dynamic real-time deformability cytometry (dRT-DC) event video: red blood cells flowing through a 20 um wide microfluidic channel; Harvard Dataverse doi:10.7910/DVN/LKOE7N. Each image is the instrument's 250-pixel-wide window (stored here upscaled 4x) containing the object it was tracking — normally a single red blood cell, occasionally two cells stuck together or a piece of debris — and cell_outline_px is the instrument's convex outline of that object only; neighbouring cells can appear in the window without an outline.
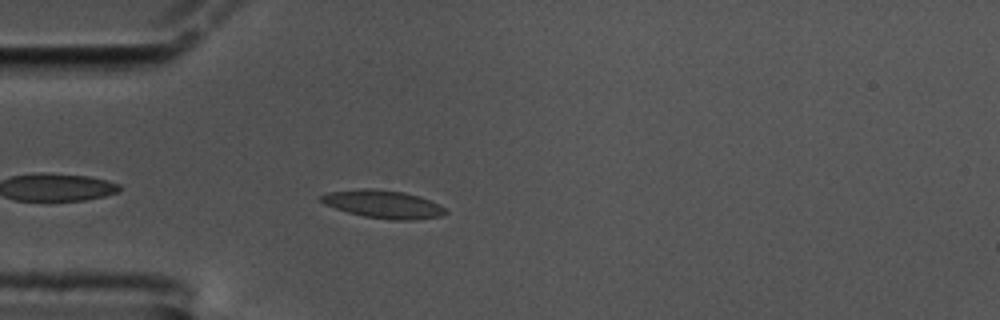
{"species": "common noctule bat (a hibernating species)", "species_latin": "Nyctalus noctula", "temperature_condition": "cold", "stored_images_in_passage": 37, "camera_frame_rate_fps": 3000, "um_per_image_px": 0.085, "animal": {"sex": "male", "body_mass_g": 17.5, "forearm_length_mm": 52.3}, "frame": {"image": 1, "passage_image": 4, "time_ms": 1.0, "image_size_px": [1000, 320], "cell_outline_px": [[448, 212], [440, 216], [416, 220], [392, 220], [364, 216], [348, 212], [324, 204], [320, 200], [320, 196], [328, 192], [360, 188], [372, 188], [404, 192], [420, 196], [444, 208]], "centroid_in_image_um": [32.55, 17.35], "position_along_channel_um": 52.4, "area_um2": 20.17}}
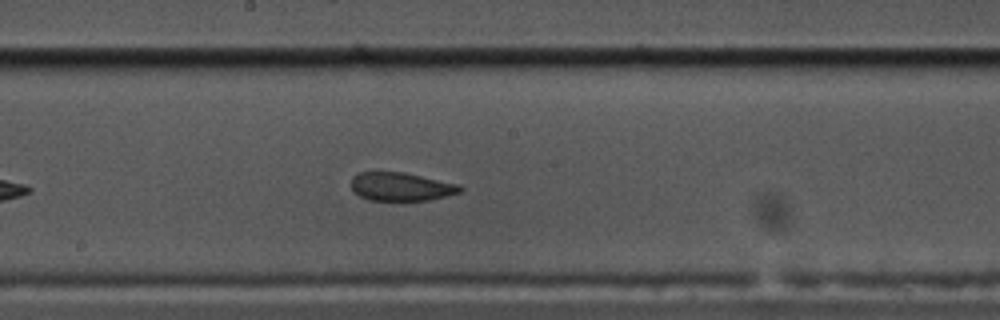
{"frame": {"image": 2, "passage_image": 19, "time_ms": 6.0, "image_size_px": [1000, 320], "cell_outline_px": [[464, 188], [460, 192], [428, 200], [368, 200], [360, 196], [352, 188], [352, 176], [356, 172], [404, 172], [460, 184]], "centroid_in_image_um": [34.09, 15.85], "position_along_channel_um": 214.1, "area_um2": 17.98}}
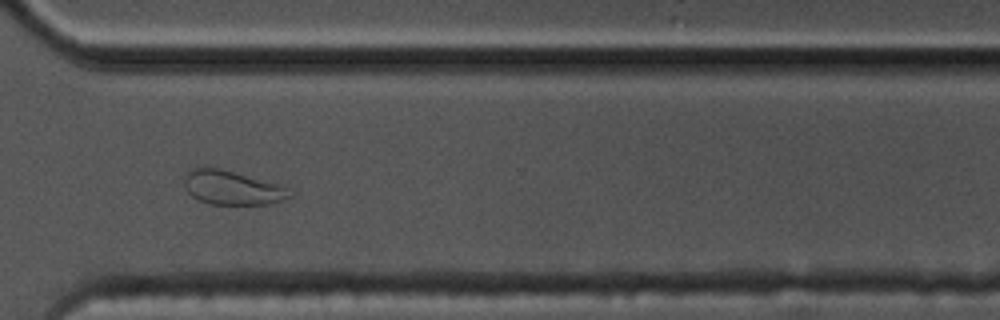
{"frame": {"image": 3, "passage_image": 31, "time_ms": 10.0, "image_size_px": [1000, 320], "cell_outline_px": [[292, 196], [268, 204], [208, 204], [192, 196], [188, 192], [184, 184], [184, 176], [192, 168], [220, 168], [284, 184]], "centroid_in_image_um": [19.75, 15.94], "position_along_channel_um": 350.9, "area_um2": 20.98}, "authors_computed_cell_mechanics": {"area_um2": 19.2474, "velocity_mm_per_s": 3.4134, "shape_relaxation_time_tau1_ms": null, "shape_relaxation_time_tau2_ms": 1.154, "deformation_change_tau1": null, "deformation_change_tau2": 0.0747}}